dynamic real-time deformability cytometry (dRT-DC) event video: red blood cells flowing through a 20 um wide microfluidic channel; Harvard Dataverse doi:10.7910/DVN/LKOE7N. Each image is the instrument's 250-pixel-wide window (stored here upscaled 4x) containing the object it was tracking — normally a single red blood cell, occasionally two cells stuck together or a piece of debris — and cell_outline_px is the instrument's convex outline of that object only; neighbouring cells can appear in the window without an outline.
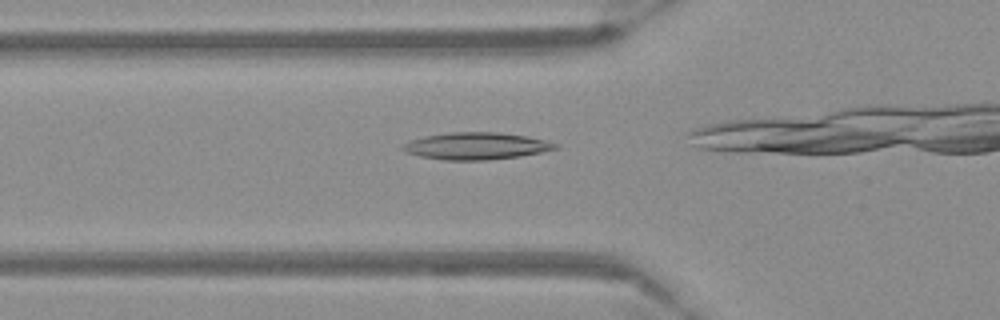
{"species": "Egyptian fruit bat (a non-hibernating species)", "species_latin": "Rousettus aegyptiacus", "temperature_condition": "warm", "stored_images_in_passage": 14, "camera_frame_rate_fps": 3000, "um_per_image_px": 0.085, "frame": {"image": 1, "passage_image": 2, "time_ms": 0.333, "image_size_px": [1000, 320], "cell_outline_px": [[560, 148], [520, 156], [488, 160], [444, 160], [420, 156], [408, 152], [400, 148], [400, 144], [424, 136], [448, 132], [496, 132], [524, 136], [544, 140], [560, 144]], "centroid_in_image_um": [40.46, 12.41], "position_along_channel_um": 85.3, "area_um2": 23.99}}
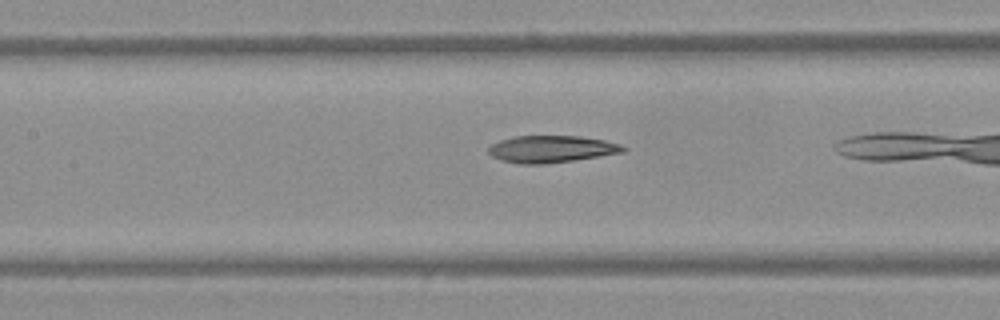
{"frame": {"image": 2, "passage_image": 8, "time_ms": 2.333, "image_size_px": [1000, 320], "cell_outline_px": [[628, 148], [624, 152], [600, 156], [544, 164], [520, 164], [500, 160], [492, 156], [488, 152], [488, 148], [492, 144], [500, 140], [512, 136], [580, 136], [604, 140], [620, 144]], "centroid_in_image_um": [46.86, 12.67], "position_along_channel_um": 160.5, "area_um2": 21.21}}
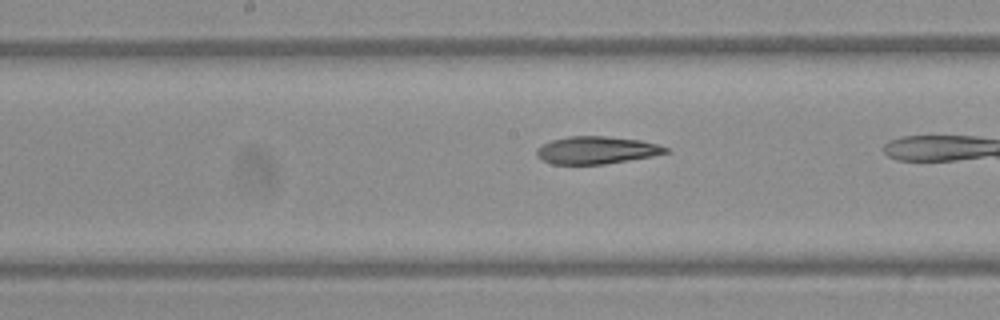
{"frame": {"image": 3, "passage_image": 11, "time_ms": 3.333, "image_size_px": [1000, 320], "cell_outline_px": [[668, 152], [652, 156], [604, 164], [552, 164], [536, 156], [536, 148], [552, 140], [568, 136], [604, 136], [640, 140], [656, 144], [668, 148]], "centroid_in_image_um": [50.67, 12.76], "position_along_channel_um": 197.5, "area_um2": 20.46}}